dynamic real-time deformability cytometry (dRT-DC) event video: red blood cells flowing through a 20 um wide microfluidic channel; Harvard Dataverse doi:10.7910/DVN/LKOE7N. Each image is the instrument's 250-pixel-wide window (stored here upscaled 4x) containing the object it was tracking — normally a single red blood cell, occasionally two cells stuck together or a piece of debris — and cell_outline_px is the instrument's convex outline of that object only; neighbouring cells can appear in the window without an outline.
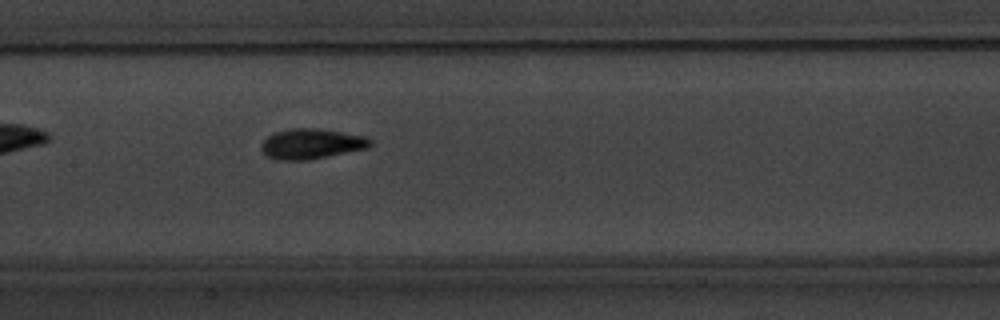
{"species": "common noctule bat (a hibernating species)", "species_latin": "Nyctalus noctula", "temperature_condition": "warm", "stored_images_in_passage": 9, "camera_frame_rate_fps": 3000, "um_per_image_px": 0.085, "animal": {"sex": "male", "body_mass_g": 20.1, "forearm_length_mm": 53.5}, "frame": {"image": 1, "passage_image": 9, "time_ms": 10.333, "image_size_px": [1000, 320], "cell_outline_px": [[372, 144], [368, 148], [308, 160], [276, 160], [268, 156], [260, 148], [260, 144], [268, 136], [276, 132], [292, 128], [316, 128], [368, 136], [372, 140]], "centroid_in_image_um": [26.49, 12.22], "position_along_channel_um": 180.9, "area_um2": 19.25}}